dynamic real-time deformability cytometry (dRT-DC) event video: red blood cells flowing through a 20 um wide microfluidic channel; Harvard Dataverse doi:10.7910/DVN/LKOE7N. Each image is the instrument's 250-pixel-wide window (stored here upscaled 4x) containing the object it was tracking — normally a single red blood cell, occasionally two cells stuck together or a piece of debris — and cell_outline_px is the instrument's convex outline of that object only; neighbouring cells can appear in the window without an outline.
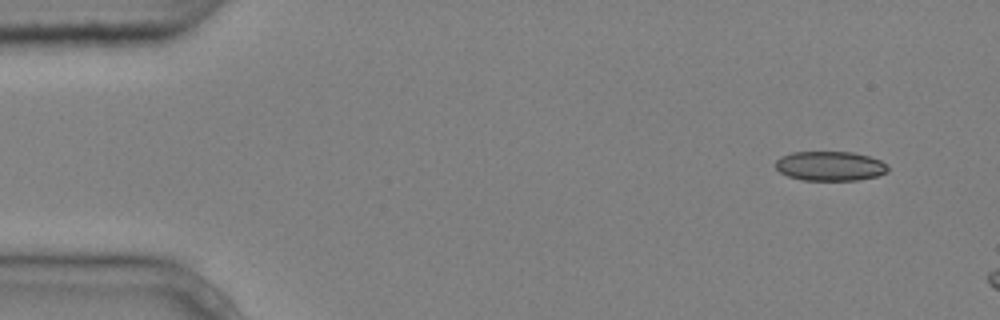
{"species": "common noctule bat (a hibernating species)", "species_latin": "Nyctalus noctula", "temperature_condition": "cold", "stored_images_in_passage": 4, "camera_frame_rate_fps": 3000, "um_per_image_px": 0.085, "animal": {"sex": "male", "body_mass_g": 20.4}, "frame": {"image": 1, "passage_image": 1, "time_ms": 0.0, "image_size_px": [1000, 320], "cell_outline_px": [[888, 172], [876, 176], [856, 180], [804, 180], [788, 176], [780, 172], [776, 168], [776, 160], [780, 156], [792, 152], [852, 152], [868, 156], [880, 160], [888, 164]], "centroid_in_image_um": [70.55, 14.11], "position_along_channel_um": 14.4, "area_um2": 19.31}}